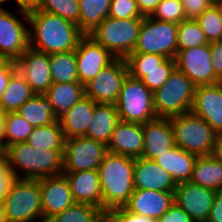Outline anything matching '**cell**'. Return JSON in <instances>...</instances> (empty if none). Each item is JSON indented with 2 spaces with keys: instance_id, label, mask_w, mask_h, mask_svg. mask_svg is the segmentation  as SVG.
<instances>
[{
  "instance_id": "cell-1",
  "label": "cell",
  "mask_w": 222,
  "mask_h": 222,
  "mask_svg": "<svg viewBox=\"0 0 222 222\" xmlns=\"http://www.w3.org/2000/svg\"><path fill=\"white\" fill-rule=\"evenodd\" d=\"M17 10L23 20L30 24L29 46L37 51L47 54L73 51L84 36L78 25L59 15L35 7H18Z\"/></svg>"
},
{
  "instance_id": "cell-2",
  "label": "cell",
  "mask_w": 222,
  "mask_h": 222,
  "mask_svg": "<svg viewBox=\"0 0 222 222\" xmlns=\"http://www.w3.org/2000/svg\"><path fill=\"white\" fill-rule=\"evenodd\" d=\"M135 158L108 152L98 168L102 211L124 207L134 191Z\"/></svg>"
},
{
  "instance_id": "cell-3",
  "label": "cell",
  "mask_w": 222,
  "mask_h": 222,
  "mask_svg": "<svg viewBox=\"0 0 222 222\" xmlns=\"http://www.w3.org/2000/svg\"><path fill=\"white\" fill-rule=\"evenodd\" d=\"M63 151L37 149L25 141L8 145L2 155L7 159L14 178L41 179L62 174ZM17 168L22 170V175Z\"/></svg>"
},
{
  "instance_id": "cell-4",
  "label": "cell",
  "mask_w": 222,
  "mask_h": 222,
  "mask_svg": "<svg viewBox=\"0 0 222 222\" xmlns=\"http://www.w3.org/2000/svg\"><path fill=\"white\" fill-rule=\"evenodd\" d=\"M3 206L6 222H44L40 179L14 178Z\"/></svg>"
},
{
  "instance_id": "cell-5",
  "label": "cell",
  "mask_w": 222,
  "mask_h": 222,
  "mask_svg": "<svg viewBox=\"0 0 222 222\" xmlns=\"http://www.w3.org/2000/svg\"><path fill=\"white\" fill-rule=\"evenodd\" d=\"M169 119L177 147L198 157L213 155L216 132L204 119L191 111Z\"/></svg>"
},
{
  "instance_id": "cell-6",
  "label": "cell",
  "mask_w": 222,
  "mask_h": 222,
  "mask_svg": "<svg viewBox=\"0 0 222 222\" xmlns=\"http://www.w3.org/2000/svg\"><path fill=\"white\" fill-rule=\"evenodd\" d=\"M196 86L177 68L159 89L153 92L157 117L170 118L190 112Z\"/></svg>"
},
{
  "instance_id": "cell-7",
  "label": "cell",
  "mask_w": 222,
  "mask_h": 222,
  "mask_svg": "<svg viewBox=\"0 0 222 222\" xmlns=\"http://www.w3.org/2000/svg\"><path fill=\"white\" fill-rule=\"evenodd\" d=\"M142 21L107 17L89 36L115 58H126L135 49Z\"/></svg>"
},
{
  "instance_id": "cell-8",
  "label": "cell",
  "mask_w": 222,
  "mask_h": 222,
  "mask_svg": "<svg viewBox=\"0 0 222 222\" xmlns=\"http://www.w3.org/2000/svg\"><path fill=\"white\" fill-rule=\"evenodd\" d=\"M115 106L119 119L124 122L144 124L157 118L153 92L129 74L123 81Z\"/></svg>"
},
{
  "instance_id": "cell-9",
  "label": "cell",
  "mask_w": 222,
  "mask_h": 222,
  "mask_svg": "<svg viewBox=\"0 0 222 222\" xmlns=\"http://www.w3.org/2000/svg\"><path fill=\"white\" fill-rule=\"evenodd\" d=\"M178 24L144 17L133 53H150L175 58Z\"/></svg>"
},
{
  "instance_id": "cell-10",
  "label": "cell",
  "mask_w": 222,
  "mask_h": 222,
  "mask_svg": "<svg viewBox=\"0 0 222 222\" xmlns=\"http://www.w3.org/2000/svg\"><path fill=\"white\" fill-rule=\"evenodd\" d=\"M108 153L106 144L85 136L65 138L63 172L98 170Z\"/></svg>"
},
{
  "instance_id": "cell-11",
  "label": "cell",
  "mask_w": 222,
  "mask_h": 222,
  "mask_svg": "<svg viewBox=\"0 0 222 222\" xmlns=\"http://www.w3.org/2000/svg\"><path fill=\"white\" fill-rule=\"evenodd\" d=\"M127 75L128 67L125 58H115L96 77L85 84V96L95 103L115 104Z\"/></svg>"
},
{
  "instance_id": "cell-12",
  "label": "cell",
  "mask_w": 222,
  "mask_h": 222,
  "mask_svg": "<svg viewBox=\"0 0 222 222\" xmlns=\"http://www.w3.org/2000/svg\"><path fill=\"white\" fill-rule=\"evenodd\" d=\"M174 60L176 68L183 72L195 86L221 82L213 69L210 43L185 50H177Z\"/></svg>"
},
{
  "instance_id": "cell-13",
  "label": "cell",
  "mask_w": 222,
  "mask_h": 222,
  "mask_svg": "<svg viewBox=\"0 0 222 222\" xmlns=\"http://www.w3.org/2000/svg\"><path fill=\"white\" fill-rule=\"evenodd\" d=\"M216 191L191 182L176 184L174 203L182 208L194 222L209 218Z\"/></svg>"
},
{
  "instance_id": "cell-14",
  "label": "cell",
  "mask_w": 222,
  "mask_h": 222,
  "mask_svg": "<svg viewBox=\"0 0 222 222\" xmlns=\"http://www.w3.org/2000/svg\"><path fill=\"white\" fill-rule=\"evenodd\" d=\"M23 21L0 8V56L16 61L29 47V28Z\"/></svg>"
},
{
  "instance_id": "cell-15",
  "label": "cell",
  "mask_w": 222,
  "mask_h": 222,
  "mask_svg": "<svg viewBox=\"0 0 222 222\" xmlns=\"http://www.w3.org/2000/svg\"><path fill=\"white\" fill-rule=\"evenodd\" d=\"M77 75L81 84L85 85L101 70L110 64L115 57L89 35H84L75 50Z\"/></svg>"
},
{
  "instance_id": "cell-16",
  "label": "cell",
  "mask_w": 222,
  "mask_h": 222,
  "mask_svg": "<svg viewBox=\"0 0 222 222\" xmlns=\"http://www.w3.org/2000/svg\"><path fill=\"white\" fill-rule=\"evenodd\" d=\"M17 72L36 94H45L52 85L49 54L30 46L15 61Z\"/></svg>"
},
{
  "instance_id": "cell-17",
  "label": "cell",
  "mask_w": 222,
  "mask_h": 222,
  "mask_svg": "<svg viewBox=\"0 0 222 222\" xmlns=\"http://www.w3.org/2000/svg\"><path fill=\"white\" fill-rule=\"evenodd\" d=\"M191 112L222 132V83L196 86Z\"/></svg>"
},
{
  "instance_id": "cell-18",
  "label": "cell",
  "mask_w": 222,
  "mask_h": 222,
  "mask_svg": "<svg viewBox=\"0 0 222 222\" xmlns=\"http://www.w3.org/2000/svg\"><path fill=\"white\" fill-rule=\"evenodd\" d=\"M40 193L44 221L63 212L74 203L68 180L64 174L41 178Z\"/></svg>"
},
{
  "instance_id": "cell-19",
  "label": "cell",
  "mask_w": 222,
  "mask_h": 222,
  "mask_svg": "<svg viewBox=\"0 0 222 222\" xmlns=\"http://www.w3.org/2000/svg\"><path fill=\"white\" fill-rule=\"evenodd\" d=\"M144 146L141 158L155 160L175 146L169 118L157 117L142 124Z\"/></svg>"
},
{
  "instance_id": "cell-20",
  "label": "cell",
  "mask_w": 222,
  "mask_h": 222,
  "mask_svg": "<svg viewBox=\"0 0 222 222\" xmlns=\"http://www.w3.org/2000/svg\"><path fill=\"white\" fill-rule=\"evenodd\" d=\"M174 203V192L135 188L124 206L129 212L157 221Z\"/></svg>"
},
{
  "instance_id": "cell-21",
  "label": "cell",
  "mask_w": 222,
  "mask_h": 222,
  "mask_svg": "<svg viewBox=\"0 0 222 222\" xmlns=\"http://www.w3.org/2000/svg\"><path fill=\"white\" fill-rule=\"evenodd\" d=\"M144 134L142 124L119 121L107 144L108 152L132 158H140L143 153Z\"/></svg>"
},
{
  "instance_id": "cell-22",
  "label": "cell",
  "mask_w": 222,
  "mask_h": 222,
  "mask_svg": "<svg viewBox=\"0 0 222 222\" xmlns=\"http://www.w3.org/2000/svg\"><path fill=\"white\" fill-rule=\"evenodd\" d=\"M175 187L171 175L154 160L135 158L134 188L174 192Z\"/></svg>"
},
{
  "instance_id": "cell-23",
  "label": "cell",
  "mask_w": 222,
  "mask_h": 222,
  "mask_svg": "<svg viewBox=\"0 0 222 222\" xmlns=\"http://www.w3.org/2000/svg\"><path fill=\"white\" fill-rule=\"evenodd\" d=\"M68 180L74 202L88 203L102 210V191L98 170L62 172Z\"/></svg>"
},
{
  "instance_id": "cell-24",
  "label": "cell",
  "mask_w": 222,
  "mask_h": 222,
  "mask_svg": "<svg viewBox=\"0 0 222 222\" xmlns=\"http://www.w3.org/2000/svg\"><path fill=\"white\" fill-rule=\"evenodd\" d=\"M95 103L91 98L84 96L68 111L59 116V123L65 138L85 136L90 120L93 116Z\"/></svg>"
},
{
  "instance_id": "cell-25",
  "label": "cell",
  "mask_w": 222,
  "mask_h": 222,
  "mask_svg": "<svg viewBox=\"0 0 222 222\" xmlns=\"http://www.w3.org/2000/svg\"><path fill=\"white\" fill-rule=\"evenodd\" d=\"M197 158V155L189 153L175 145L154 161L171 175L176 184H179L190 182Z\"/></svg>"
},
{
  "instance_id": "cell-26",
  "label": "cell",
  "mask_w": 222,
  "mask_h": 222,
  "mask_svg": "<svg viewBox=\"0 0 222 222\" xmlns=\"http://www.w3.org/2000/svg\"><path fill=\"white\" fill-rule=\"evenodd\" d=\"M119 121L115 104L98 103L95 106L85 137L107 145Z\"/></svg>"
},
{
  "instance_id": "cell-27",
  "label": "cell",
  "mask_w": 222,
  "mask_h": 222,
  "mask_svg": "<svg viewBox=\"0 0 222 222\" xmlns=\"http://www.w3.org/2000/svg\"><path fill=\"white\" fill-rule=\"evenodd\" d=\"M190 182L214 191H221L222 162L214 155L199 156L195 161Z\"/></svg>"
},
{
  "instance_id": "cell-28",
  "label": "cell",
  "mask_w": 222,
  "mask_h": 222,
  "mask_svg": "<svg viewBox=\"0 0 222 222\" xmlns=\"http://www.w3.org/2000/svg\"><path fill=\"white\" fill-rule=\"evenodd\" d=\"M45 96L59 117L85 96V85L80 82L52 83Z\"/></svg>"
},
{
  "instance_id": "cell-29",
  "label": "cell",
  "mask_w": 222,
  "mask_h": 222,
  "mask_svg": "<svg viewBox=\"0 0 222 222\" xmlns=\"http://www.w3.org/2000/svg\"><path fill=\"white\" fill-rule=\"evenodd\" d=\"M16 112L34 127L46 126L59 120L50 100L45 94H35Z\"/></svg>"
},
{
  "instance_id": "cell-30",
  "label": "cell",
  "mask_w": 222,
  "mask_h": 222,
  "mask_svg": "<svg viewBox=\"0 0 222 222\" xmlns=\"http://www.w3.org/2000/svg\"><path fill=\"white\" fill-rule=\"evenodd\" d=\"M112 0H79V29L92 33L108 17Z\"/></svg>"
},
{
  "instance_id": "cell-31",
  "label": "cell",
  "mask_w": 222,
  "mask_h": 222,
  "mask_svg": "<svg viewBox=\"0 0 222 222\" xmlns=\"http://www.w3.org/2000/svg\"><path fill=\"white\" fill-rule=\"evenodd\" d=\"M36 93L26 80L16 72L10 79L8 86L3 92L0 101V110L3 113L16 112L28 99Z\"/></svg>"
},
{
  "instance_id": "cell-32",
  "label": "cell",
  "mask_w": 222,
  "mask_h": 222,
  "mask_svg": "<svg viewBox=\"0 0 222 222\" xmlns=\"http://www.w3.org/2000/svg\"><path fill=\"white\" fill-rule=\"evenodd\" d=\"M52 83L79 82L75 50L49 54Z\"/></svg>"
},
{
  "instance_id": "cell-33",
  "label": "cell",
  "mask_w": 222,
  "mask_h": 222,
  "mask_svg": "<svg viewBox=\"0 0 222 222\" xmlns=\"http://www.w3.org/2000/svg\"><path fill=\"white\" fill-rule=\"evenodd\" d=\"M27 142L37 149L64 150L65 136L58 120L46 126L34 127Z\"/></svg>"
},
{
  "instance_id": "cell-34",
  "label": "cell",
  "mask_w": 222,
  "mask_h": 222,
  "mask_svg": "<svg viewBox=\"0 0 222 222\" xmlns=\"http://www.w3.org/2000/svg\"><path fill=\"white\" fill-rule=\"evenodd\" d=\"M104 214L95 205L74 202L63 212L47 218L44 222H96Z\"/></svg>"
},
{
  "instance_id": "cell-35",
  "label": "cell",
  "mask_w": 222,
  "mask_h": 222,
  "mask_svg": "<svg viewBox=\"0 0 222 222\" xmlns=\"http://www.w3.org/2000/svg\"><path fill=\"white\" fill-rule=\"evenodd\" d=\"M209 43L222 41V4L214 2L195 19Z\"/></svg>"
},
{
  "instance_id": "cell-36",
  "label": "cell",
  "mask_w": 222,
  "mask_h": 222,
  "mask_svg": "<svg viewBox=\"0 0 222 222\" xmlns=\"http://www.w3.org/2000/svg\"><path fill=\"white\" fill-rule=\"evenodd\" d=\"M207 44L209 42L195 19H185L178 24L177 50H185Z\"/></svg>"
},
{
  "instance_id": "cell-37",
  "label": "cell",
  "mask_w": 222,
  "mask_h": 222,
  "mask_svg": "<svg viewBox=\"0 0 222 222\" xmlns=\"http://www.w3.org/2000/svg\"><path fill=\"white\" fill-rule=\"evenodd\" d=\"M128 70L175 69V60L163 55L131 53L126 58Z\"/></svg>"
},
{
  "instance_id": "cell-38",
  "label": "cell",
  "mask_w": 222,
  "mask_h": 222,
  "mask_svg": "<svg viewBox=\"0 0 222 222\" xmlns=\"http://www.w3.org/2000/svg\"><path fill=\"white\" fill-rule=\"evenodd\" d=\"M33 129L34 126L17 112L5 113L6 147L13 143L27 141Z\"/></svg>"
},
{
  "instance_id": "cell-39",
  "label": "cell",
  "mask_w": 222,
  "mask_h": 222,
  "mask_svg": "<svg viewBox=\"0 0 222 222\" xmlns=\"http://www.w3.org/2000/svg\"><path fill=\"white\" fill-rule=\"evenodd\" d=\"M34 7L38 10L59 15L79 27V0H38Z\"/></svg>"
},
{
  "instance_id": "cell-40",
  "label": "cell",
  "mask_w": 222,
  "mask_h": 222,
  "mask_svg": "<svg viewBox=\"0 0 222 222\" xmlns=\"http://www.w3.org/2000/svg\"><path fill=\"white\" fill-rule=\"evenodd\" d=\"M150 17L164 22L181 23L185 20L181 0H162Z\"/></svg>"
},
{
  "instance_id": "cell-41",
  "label": "cell",
  "mask_w": 222,
  "mask_h": 222,
  "mask_svg": "<svg viewBox=\"0 0 222 222\" xmlns=\"http://www.w3.org/2000/svg\"><path fill=\"white\" fill-rule=\"evenodd\" d=\"M174 69H153V70H128V74L141 80L144 85L154 92L165 84Z\"/></svg>"
},
{
  "instance_id": "cell-42",
  "label": "cell",
  "mask_w": 222,
  "mask_h": 222,
  "mask_svg": "<svg viewBox=\"0 0 222 222\" xmlns=\"http://www.w3.org/2000/svg\"><path fill=\"white\" fill-rule=\"evenodd\" d=\"M108 17L115 19L144 18L136 0H112Z\"/></svg>"
},
{
  "instance_id": "cell-43",
  "label": "cell",
  "mask_w": 222,
  "mask_h": 222,
  "mask_svg": "<svg viewBox=\"0 0 222 222\" xmlns=\"http://www.w3.org/2000/svg\"><path fill=\"white\" fill-rule=\"evenodd\" d=\"M112 222H156L147 216L129 212L125 207H118L106 213Z\"/></svg>"
},
{
  "instance_id": "cell-44",
  "label": "cell",
  "mask_w": 222,
  "mask_h": 222,
  "mask_svg": "<svg viewBox=\"0 0 222 222\" xmlns=\"http://www.w3.org/2000/svg\"><path fill=\"white\" fill-rule=\"evenodd\" d=\"M185 19H196L204 10L211 6L212 0H181Z\"/></svg>"
},
{
  "instance_id": "cell-45",
  "label": "cell",
  "mask_w": 222,
  "mask_h": 222,
  "mask_svg": "<svg viewBox=\"0 0 222 222\" xmlns=\"http://www.w3.org/2000/svg\"><path fill=\"white\" fill-rule=\"evenodd\" d=\"M14 176L9 169L7 159L0 154V201H4Z\"/></svg>"
},
{
  "instance_id": "cell-46",
  "label": "cell",
  "mask_w": 222,
  "mask_h": 222,
  "mask_svg": "<svg viewBox=\"0 0 222 222\" xmlns=\"http://www.w3.org/2000/svg\"><path fill=\"white\" fill-rule=\"evenodd\" d=\"M156 222H194L190 216L175 203Z\"/></svg>"
},
{
  "instance_id": "cell-47",
  "label": "cell",
  "mask_w": 222,
  "mask_h": 222,
  "mask_svg": "<svg viewBox=\"0 0 222 222\" xmlns=\"http://www.w3.org/2000/svg\"><path fill=\"white\" fill-rule=\"evenodd\" d=\"M17 72L16 63L12 60H5L0 65V101L11 77Z\"/></svg>"
},
{
  "instance_id": "cell-48",
  "label": "cell",
  "mask_w": 222,
  "mask_h": 222,
  "mask_svg": "<svg viewBox=\"0 0 222 222\" xmlns=\"http://www.w3.org/2000/svg\"><path fill=\"white\" fill-rule=\"evenodd\" d=\"M210 51L214 72L222 80V41L210 43Z\"/></svg>"
},
{
  "instance_id": "cell-49",
  "label": "cell",
  "mask_w": 222,
  "mask_h": 222,
  "mask_svg": "<svg viewBox=\"0 0 222 222\" xmlns=\"http://www.w3.org/2000/svg\"><path fill=\"white\" fill-rule=\"evenodd\" d=\"M206 222H222V190L216 191L212 209Z\"/></svg>"
},
{
  "instance_id": "cell-50",
  "label": "cell",
  "mask_w": 222,
  "mask_h": 222,
  "mask_svg": "<svg viewBox=\"0 0 222 222\" xmlns=\"http://www.w3.org/2000/svg\"><path fill=\"white\" fill-rule=\"evenodd\" d=\"M161 1L162 0H136L143 17L151 16Z\"/></svg>"
},
{
  "instance_id": "cell-51",
  "label": "cell",
  "mask_w": 222,
  "mask_h": 222,
  "mask_svg": "<svg viewBox=\"0 0 222 222\" xmlns=\"http://www.w3.org/2000/svg\"><path fill=\"white\" fill-rule=\"evenodd\" d=\"M6 139H5V113L0 110V154L5 151Z\"/></svg>"
},
{
  "instance_id": "cell-52",
  "label": "cell",
  "mask_w": 222,
  "mask_h": 222,
  "mask_svg": "<svg viewBox=\"0 0 222 222\" xmlns=\"http://www.w3.org/2000/svg\"><path fill=\"white\" fill-rule=\"evenodd\" d=\"M213 155L222 162V132L216 133Z\"/></svg>"
},
{
  "instance_id": "cell-53",
  "label": "cell",
  "mask_w": 222,
  "mask_h": 222,
  "mask_svg": "<svg viewBox=\"0 0 222 222\" xmlns=\"http://www.w3.org/2000/svg\"><path fill=\"white\" fill-rule=\"evenodd\" d=\"M14 1H16V3L18 4L17 7H22L25 9L34 7L38 2V0H14Z\"/></svg>"
},
{
  "instance_id": "cell-54",
  "label": "cell",
  "mask_w": 222,
  "mask_h": 222,
  "mask_svg": "<svg viewBox=\"0 0 222 222\" xmlns=\"http://www.w3.org/2000/svg\"><path fill=\"white\" fill-rule=\"evenodd\" d=\"M0 222H6L4 215L3 201H0Z\"/></svg>"
},
{
  "instance_id": "cell-55",
  "label": "cell",
  "mask_w": 222,
  "mask_h": 222,
  "mask_svg": "<svg viewBox=\"0 0 222 222\" xmlns=\"http://www.w3.org/2000/svg\"><path fill=\"white\" fill-rule=\"evenodd\" d=\"M96 222H112L109 216L105 213L102 217H100Z\"/></svg>"
},
{
  "instance_id": "cell-56",
  "label": "cell",
  "mask_w": 222,
  "mask_h": 222,
  "mask_svg": "<svg viewBox=\"0 0 222 222\" xmlns=\"http://www.w3.org/2000/svg\"><path fill=\"white\" fill-rule=\"evenodd\" d=\"M9 0H0V8H3V6H1L3 3L8 2Z\"/></svg>"
},
{
  "instance_id": "cell-57",
  "label": "cell",
  "mask_w": 222,
  "mask_h": 222,
  "mask_svg": "<svg viewBox=\"0 0 222 222\" xmlns=\"http://www.w3.org/2000/svg\"><path fill=\"white\" fill-rule=\"evenodd\" d=\"M4 61H5V59L0 56V65H1Z\"/></svg>"
},
{
  "instance_id": "cell-58",
  "label": "cell",
  "mask_w": 222,
  "mask_h": 222,
  "mask_svg": "<svg viewBox=\"0 0 222 222\" xmlns=\"http://www.w3.org/2000/svg\"><path fill=\"white\" fill-rule=\"evenodd\" d=\"M217 3H221L222 4V0H217Z\"/></svg>"
}]
</instances>
